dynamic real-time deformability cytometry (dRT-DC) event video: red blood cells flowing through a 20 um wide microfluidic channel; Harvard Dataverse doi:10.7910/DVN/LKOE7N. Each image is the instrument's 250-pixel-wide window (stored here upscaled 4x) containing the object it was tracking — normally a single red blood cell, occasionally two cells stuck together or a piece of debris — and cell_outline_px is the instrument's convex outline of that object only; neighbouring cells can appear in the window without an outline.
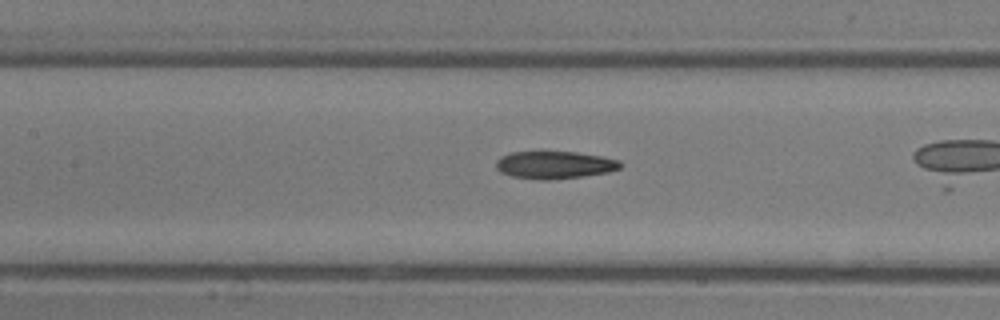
{"species": "common noctule bat (a hibernating species)", "species_latin": "Nyctalus noctula", "temperature_condition": "room temperature", "stored_images_in_passage": 18, "camera_frame_rate_fps": 3000, "um_per_image_px": 0.085, "animal": {"sex": "male", "body_mass_g": 13.3}, "frame": {"image": 1, "passage_image": 6, "time_ms": 1.667, "image_size_px": [1000, 320], "cell_outline_px": [[620, 168], [608, 172], [584, 176], [548, 180], [540, 180], [512, 176], [500, 172], [496, 168], [496, 160], [500, 156], [512, 152], [576, 152], [600, 156], [616, 160], [620, 164]], "centroid_in_image_um": [47.08, 14.02], "position_along_channel_um": 160.3, "area_um2": 19.77}}